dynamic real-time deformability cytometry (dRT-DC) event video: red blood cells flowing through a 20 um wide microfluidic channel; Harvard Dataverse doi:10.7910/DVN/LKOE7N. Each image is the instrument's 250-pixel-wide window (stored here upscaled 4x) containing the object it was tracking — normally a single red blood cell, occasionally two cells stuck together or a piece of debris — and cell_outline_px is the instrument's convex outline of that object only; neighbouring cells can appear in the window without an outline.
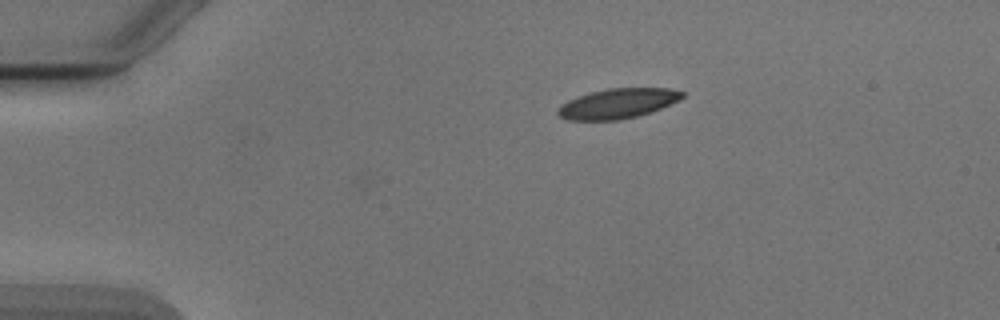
{"species": "Egyptian fruit bat (a non-hibernating species)", "species_latin": "Rousettus aegyptiacus", "temperature_condition": "cold", "stored_images_in_passage": 4, "camera_frame_rate_fps": 3000, "um_per_image_px": 0.085, "animal": {"sex": "male"}, "frame": {"image": 1, "passage_image": 1, "time_ms": 0.0, "image_size_px": [1000, 320], "cell_outline_px": [[684, 96], [680, 100], [660, 108], [636, 116], [620, 120], [568, 120], [560, 116], [556, 112], [560, 104], [568, 100], [592, 92], [608, 88], [668, 88], [684, 92]], "centroid_in_image_um": [52.49, 8.8], "position_along_channel_um": 32.5, "area_um2": 21.5}}
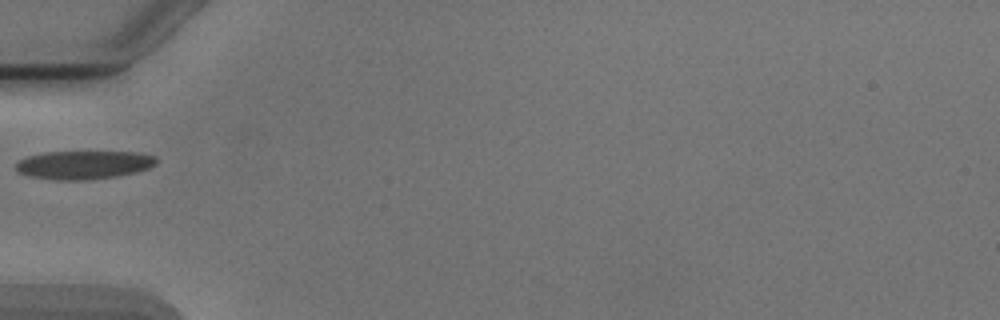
{"frame": {"image": 2, "passage_image": 3, "time_ms": 2.667, "image_size_px": [1000, 320], "cell_outline_px": [[156, 164], [148, 168], [136, 172], [116, 176], [84, 180], [52, 180], [28, 176], [20, 172], [16, 168], [16, 164], [20, 160], [28, 156], [44, 152], [140, 152], [156, 156]], "centroid_in_image_um": [7.13, 14.01], "position_along_channel_um": 77.9, "area_um2": 23.24}}
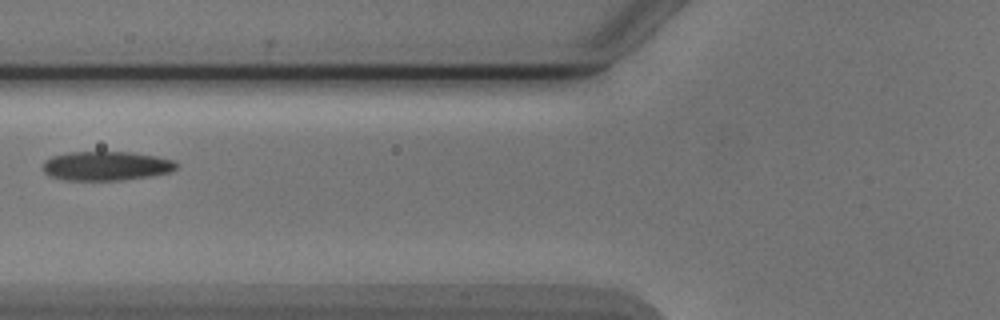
{"frame": {"image": 3, "passage_image": 4, "time_ms": 3.667, "image_size_px": [1000, 320], "cell_outline_px": [[180, 164], [172, 172], [152, 176], [120, 180], [64, 180], [48, 176], [44, 172], [44, 160], [52, 156], [68, 152], [132, 152], [156, 156], [176, 160]], "centroid_in_image_um": [9.07, 14.1], "position_along_channel_um": 116.7, "area_um2": 23.0}}